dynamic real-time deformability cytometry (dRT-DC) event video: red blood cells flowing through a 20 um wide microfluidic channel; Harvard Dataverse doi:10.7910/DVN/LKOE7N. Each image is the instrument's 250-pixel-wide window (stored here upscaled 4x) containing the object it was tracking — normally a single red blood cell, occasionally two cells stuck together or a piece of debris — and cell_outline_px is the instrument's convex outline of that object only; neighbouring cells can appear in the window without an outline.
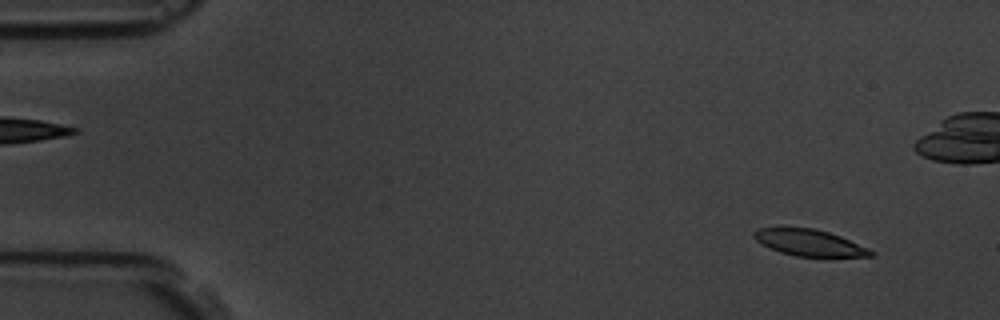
{"species": "common noctule bat (a hibernating species)", "species_latin": "Nyctalus noctula", "temperature_condition": "room temperature", "stored_images_in_passage": 55, "camera_frame_rate_fps": 3000, "um_per_image_px": 0.085, "animal": {"sex": "male", "body_mass_g": 19.5, "forearm_length_mm": 54.6}, "frame": {"image": 1, "passage_image": 1, "time_ms": 0.0, "image_size_px": [1000, 320], "cell_outline_px": [[876, 256], [796, 256], [780, 252], [768, 248], [760, 244], [752, 236], [752, 232], [756, 228], [812, 228], [828, 232], [840, 236], [868, 248], [876, 252]], "centroid_in_image_um": [68.76, 20.63], "position_along_channel_um": 16.2, "area_um2": 17.92}}
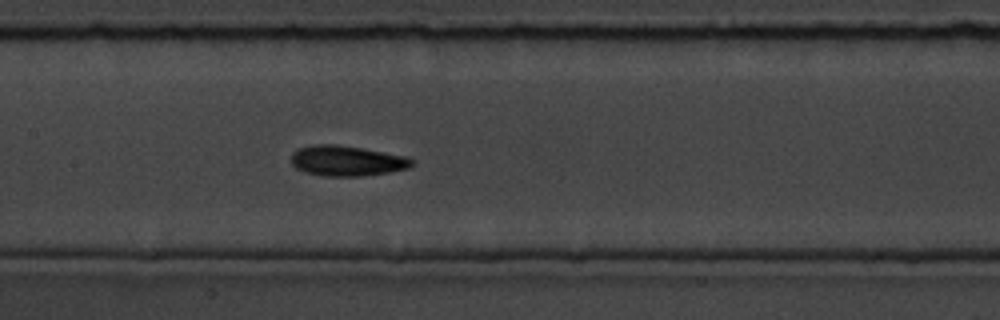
{"frame": {"image": 2, "passage_image": 24, "time_ms": 7.667, "image_size_px": [1000, 320], "cell_outline_px": [[412, 164], [408, 168], [388, 172], [360, 176], [324, 176], [304, 172], [296, 168], [292, 164], [292, 152], [300, 148], [312, 144], [336, 144], [408, 156], [412, 160]], "centroid_in_image_um": [29.45, 13.66], "position_along_channel_um": 177.9, "area_um2": 21.21}}
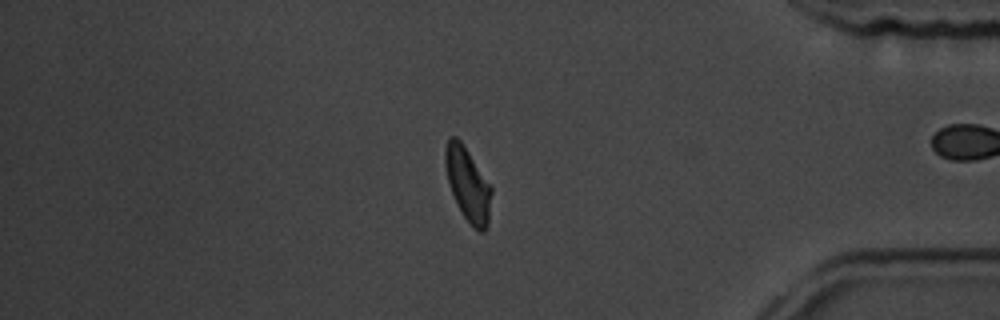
{"frame": {"image": 3, "passage_image": 45, "time_ms": 14.667, "image_size_px": [1000, 320], "cell_outline_px": [[492, 192], [488, 224], [484, 232], [480, 232], [472, 228], [456, 204], [448, 184], [444, 164], [444, 152], [448, 136], [456, 136], [460, 140], [492, 188]], "centroid_in_image_um": [39.74, 15.69], "position_along_channel_um": 395.5, "area_um2": 19.88}, "authors_computed_cell_mechanics": {"area_um2": 20.1722, "velocity_mm_per_s": 3.54, "shape_relaxation_time_tau1_ms": 5.1323, "shape_relaxation_time_tau2_ms": 2.3935, "deformation_change_tau1": 0.1366, "deformation_change_tau2": 0.086}}